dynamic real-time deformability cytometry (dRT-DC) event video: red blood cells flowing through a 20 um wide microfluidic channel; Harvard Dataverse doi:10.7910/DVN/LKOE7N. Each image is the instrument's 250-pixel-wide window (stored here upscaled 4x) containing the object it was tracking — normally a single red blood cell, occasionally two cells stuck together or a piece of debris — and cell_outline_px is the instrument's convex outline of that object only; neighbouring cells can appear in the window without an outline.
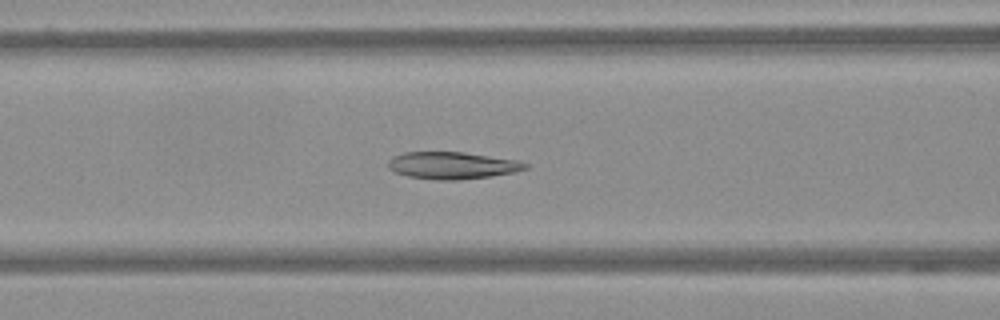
{"species": "Egyptian fruit bat (a non-hibernating species)", "species_latin": "Rousettus aegyptiacus", "temperature_condition": "warm", "stored_images_in_passage": 59, "camera_frame_rate_fps": 3000, "um_per_image_px": 0.085, "frame": {"image": 1, "passage_image": 25, "time_ms": 8.0, "image_size_px": [1000, 320], "cell_outline_px": [[528, 168], [516, 172], [492, 176], [460, 180], [436, 180], [408, 176], [396, 172], [388, 168], [388, 160], [404, 152], [464, 152], [516, 160], [528, 164]], "centroid_in_image_um": [38.46, 14.07], "position_along_channel_um": 128.1, "area_um2": 21.62}}
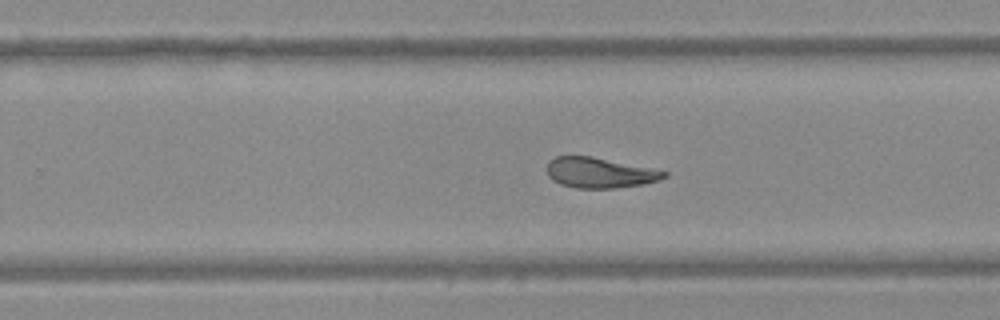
{"frame": {"image": 2, "passage_image": 38, "time_ms": 12.333, "image_size_px": [1000, 320], "cell_outline_px": [[668, 176], [660, 180], [644, 184], [616, 188], [576, 188], [560, 184], [552, 180], [548, 176], [548, 160], [556, 156], [592, 156], [668, 172]], "centroid_in_image_um": [50.96, 14.69], "position_along_channel_um": 278.8, "area_um2": 20.69}}
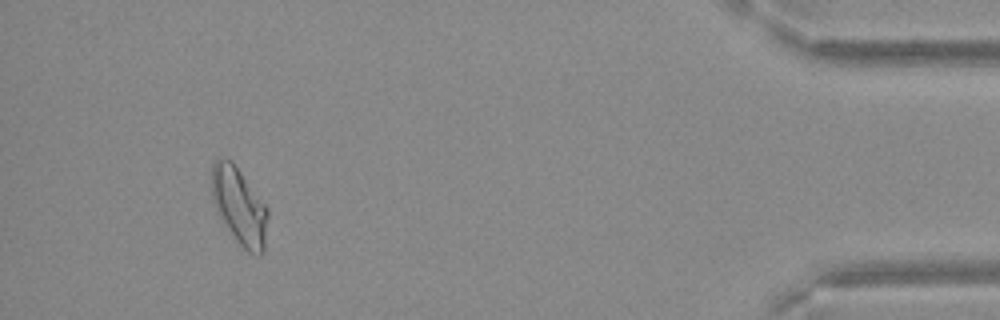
{"frame": {"image": 3, "passage_image": 55, "time_ms": 18.0, "image_size_px": [1000, 320], "cell_outline_px": [[268, 216], [264, 252], [260, 256], [248, 252], [236, 240], [216, 212], [212, 200], [212, 164], [220, 156], [232, 160], [268, 208]], "centroid_in_image_um": [20.34, 17.51], "position_along_channel_um": 414.9, "area_um2": 25.26}}